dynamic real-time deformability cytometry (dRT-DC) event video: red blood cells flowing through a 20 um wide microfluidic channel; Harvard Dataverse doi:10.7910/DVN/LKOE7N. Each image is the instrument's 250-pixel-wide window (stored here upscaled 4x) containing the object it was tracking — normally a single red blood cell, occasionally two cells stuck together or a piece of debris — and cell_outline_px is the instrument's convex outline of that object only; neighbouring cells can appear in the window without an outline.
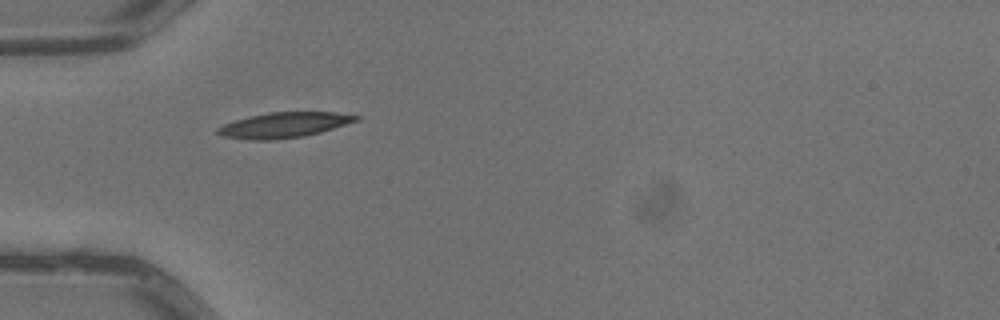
{"species": "common noctule bat (a hibernating species)", "species_latin": "Nyctalus noctula", "temperature_condition": "warm", "stored_images_in_passage": 3, "camera_frame_rate_fps": 3000, "um_per_image_px": 0.085, "animal": {"sex": "male", "body_mass_g": 13.3}, "frame": {"image": 1, "passage_image": 1, "time_ms": 0.0, "image_size_px": [1000, 320], "cell_outline_px": [[360, 120], [320, 132], [304, 136], [272, 140], [252, 140], [220, 136], [216, 132], [216, 128], [224, 124], [236, 120], [268, 112], [336, 112], [360, 116]], "centroid_in_image_um": [24.14, 10.63], "position_along_channel_um": 60.9, "area_um2": 20.35}}
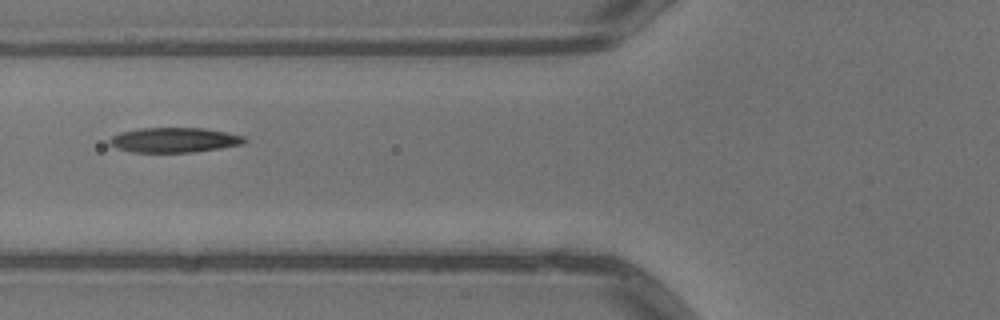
{"frame": {"image": 2, "passage_image": 2, "time_ms": 0.333, "image_size_px": [1000, 320], "cell_outline_px": [[248, 140], [244, 144], [220, 148], [192, 152], [132, 152], [116, 148], [108, 144], [108, 140], [112, 136], [120, 132], [140, 128], [204, 128], [228, 132], [244, 136]], "centroid_in_image_um": [14.81, 11.9], "position_along_channel_um": 111.0, "area_um2": 19.71}}
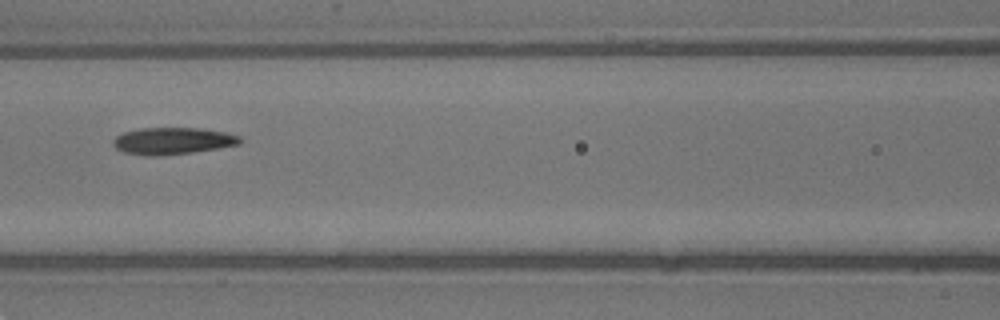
{"frame": {"image": 3, "passage_image": 3, "time_ms": 0.667, "image_size_px": [1000, 320], "cell_outline_px": [[244, 140], [240, 144], [220, 148], [192, 152], [160, 156], [144, 156], [124, 152], [116, 148], [112, 144], [112, 140], [116, 136], [124, 132], [140, 128], [200, 128], [224, 132], [240, 136]], "centroid_in_image_um": [14.68, 11.98], "position_along_channel_um": 151.9, "area_um2": 20.06}}